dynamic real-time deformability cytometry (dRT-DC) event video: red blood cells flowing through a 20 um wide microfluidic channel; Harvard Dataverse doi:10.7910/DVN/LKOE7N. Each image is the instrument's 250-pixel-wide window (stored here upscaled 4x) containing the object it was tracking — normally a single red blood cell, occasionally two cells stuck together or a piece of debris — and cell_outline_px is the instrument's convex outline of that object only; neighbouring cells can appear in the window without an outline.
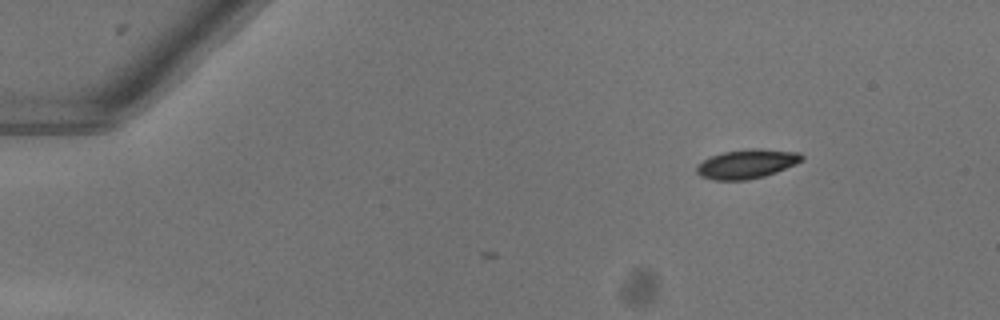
{"species": "common noctule bat (a hibernating species)", "species_latin": "Nyctalus noctula", "temperature_condition": "warm", "stored_images_in_passage": 4, "camera_frame_rate_fps": 3000, "um_per_image_px": 0.085, "animal": {"sex": "female"}, "frame": {"image": 1, "passage_image": 1, "time_ms": 0.0, "image_size_px": [1000, 320], "cell_outline_px": [[804, 160], [796, 164], [776, 172], [764, 176], [748, 180], [712, 180], [700, 176], [696, 172], [696, 164], [712, 156], [724, 152], [748, 148], [760, 148], [800, 152], [804, 156]], "centroid_in_image_um": [63.5, 13.93], "position_along_channel_um": 21.5, "area_um2": 18.09}}